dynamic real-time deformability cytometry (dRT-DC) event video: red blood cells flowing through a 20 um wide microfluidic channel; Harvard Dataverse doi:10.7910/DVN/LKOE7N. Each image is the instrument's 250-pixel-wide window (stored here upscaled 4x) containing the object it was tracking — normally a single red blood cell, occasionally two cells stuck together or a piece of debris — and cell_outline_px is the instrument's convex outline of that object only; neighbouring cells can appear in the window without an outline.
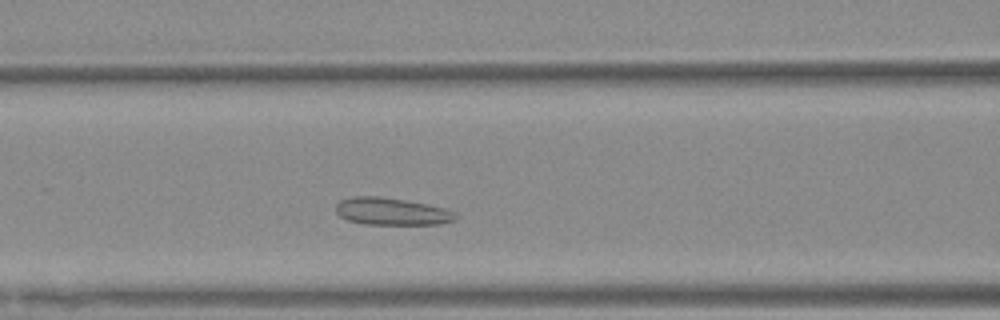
{"species": "Egyptian fruit bat (a non-hibernating species)", "species_latin": "Rousettus aegyptiacus", "temperature_condition": "warm", "stored_images_in_passage": 34, "camera_frame_rate_fps": 3000, "um_per_image_px": 0.085, "animal": {"sex": "female"}, "frame": {"image": 1, "passage_image": 11, "time_ms": 3.333, "image_size_px": [1000, 320], "cell_outline_px": [[460, 216], [456, 220], [440, 224], [368, 224], [348, 220], [340, 216], [336, 212], [336, 204], [340, 200], [352, 196], [380, 196], [404, 200], [444, 208], [456, 212]], "centroid_in_image_um": [33.31, 17.97], "position_along_channel_um": 133.3, "area_um2": 19.02}}
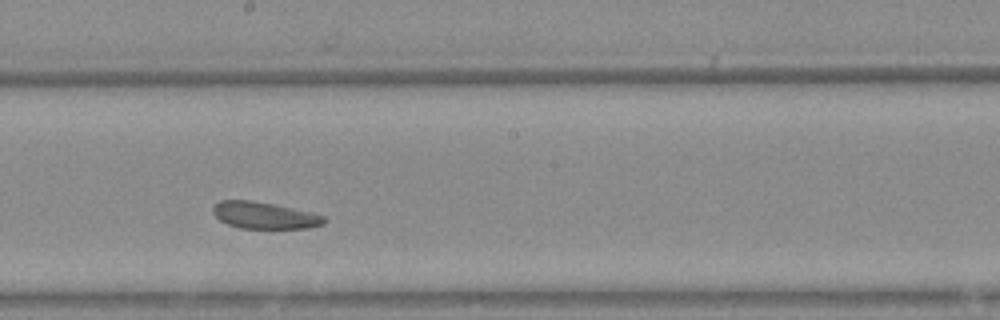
{"frame": {"image": 2, "passage_image": 18, "time_ms": 5.667, "image_size_px": [1000, 320], "cell_outline_px": [[328, 220], [324, 224], [308, 228], [240, 228], [228, 224], [220, 220], [212, 212], [212, 204], [220, 200], [252, 200], [276, 204], [324, 216]], "centroid_in_image_um": [22.45, 18.29], "position_along_channel_um": 225.8, "area_um2": 17.4}}
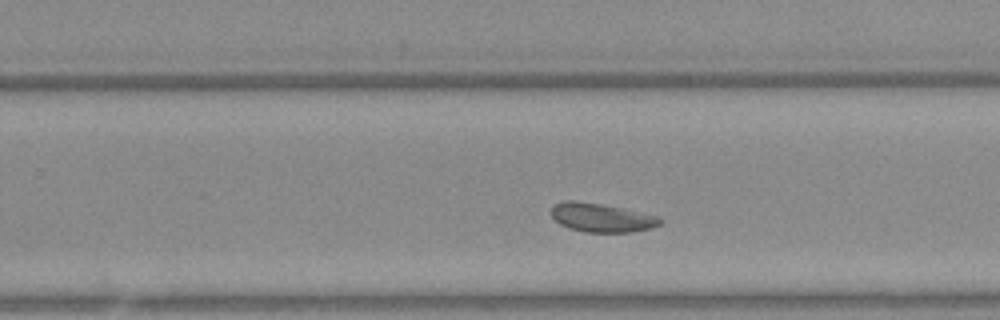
{"frame": {"image": 3, "passage_image": 22, "time_ms": 7.0, "image_size_px": [1000, 320], "cell_outline_px": [[660, 224], [652, 228], [632, 232], [584, 232], [568, 228], [560, 224], [552, 216], [552, 204], [560, 200], [576, 200], [600, 204], [660, 216]], "centroid_in_image_um": [51.09, 18.49], "position_along_channel_um": 278.7, "area_um2": 18.26}}